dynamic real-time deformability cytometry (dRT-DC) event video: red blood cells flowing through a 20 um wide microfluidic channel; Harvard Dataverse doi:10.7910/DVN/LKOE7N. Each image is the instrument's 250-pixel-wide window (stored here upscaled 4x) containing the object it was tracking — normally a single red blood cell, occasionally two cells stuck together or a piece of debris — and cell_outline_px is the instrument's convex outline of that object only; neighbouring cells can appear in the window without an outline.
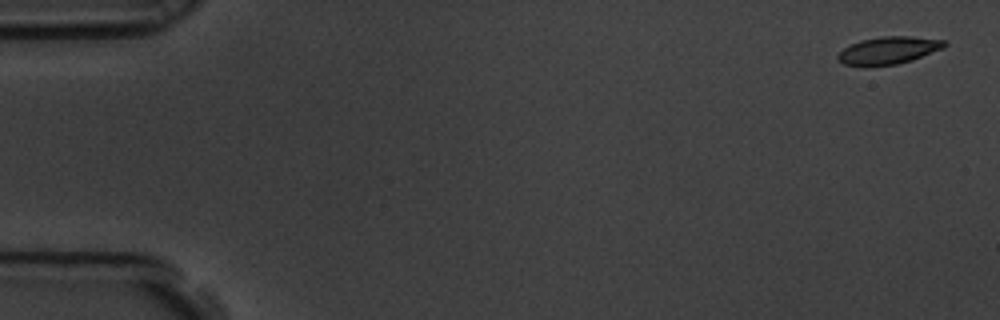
{"species": "common noctule bat (a hibernating species)", "species_latin": "Nyctalus noctula", "temperature_condition": "room temperature", "stored_images_in_passage": 4, "camera_frame_rate_fps": 3000, "um_per_image_px": 0.085, "animal": {"sex": "male", "body_mass_g": 19.5, "forearm_length_mm": 54.6}, "frame": {"image": 1, "passage_image": 1, "time_ms": 0.0, "image_size_px": [1000, 320], "cell_outline_px": [[948, 44], [944, 48], [912, 60], [896, 64], [844, 64], [836, 60], [836, 56], [844, 48], [860, 40], [884, 36], [912, 36], [944, 40]], "centroid_in_image_um": [75.57, 4.25], "position_along_channel_um": 9.4, "area_um2": 16.65}}